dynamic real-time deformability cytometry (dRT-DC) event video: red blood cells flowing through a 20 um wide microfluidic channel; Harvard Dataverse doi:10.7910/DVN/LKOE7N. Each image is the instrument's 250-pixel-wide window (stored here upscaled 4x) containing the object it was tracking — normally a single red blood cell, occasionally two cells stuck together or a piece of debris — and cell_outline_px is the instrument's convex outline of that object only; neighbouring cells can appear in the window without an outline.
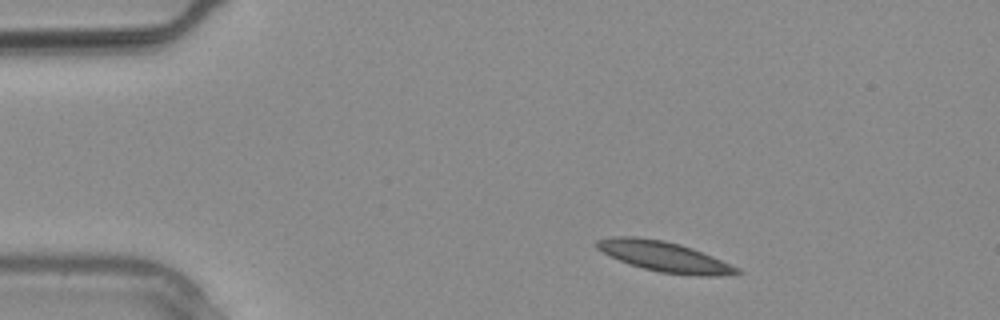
{"species": "common noctule bat (a hibernating species)", "species_latin": "Nyctalus noctula", "temperature_condition": "warm", "stored_images_in_passage": 4, "camera_frame_rate_fps": 3000, "um_per_image_px": 0.085, "animal": {"sex": "male", "body_mass_g": 20.4}, "frame": {"image": 1, "passage_image": 4, "time_ms": 1.0, "image_size_px": [1000, 320], "cell_outline_px": [[744, 272], [716, 276], [700, 276], [660, 272], [628, 264], [596, 248], [596, 240], [612, 236], [636, 236], [664, 240], [680, 244], [692, 248], [712, 256], [740, 268]], "centroid_in_image_um": [56.47, 21.8], "position_along_channel_um": 28.5, "area_um2": 24.57}}